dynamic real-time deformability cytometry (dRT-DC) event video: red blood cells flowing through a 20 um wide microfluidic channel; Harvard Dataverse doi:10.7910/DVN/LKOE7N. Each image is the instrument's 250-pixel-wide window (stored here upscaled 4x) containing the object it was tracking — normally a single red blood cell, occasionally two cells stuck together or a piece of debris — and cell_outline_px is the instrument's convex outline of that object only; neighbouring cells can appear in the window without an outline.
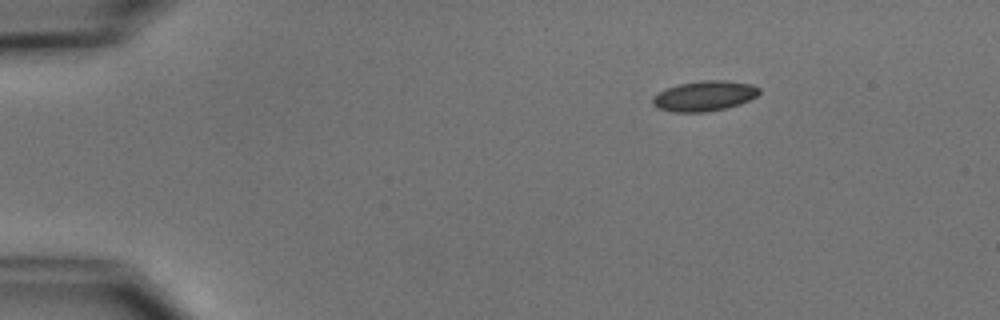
{"species": "common noctule bat (a hibernating species)", "species_latin": "Nyctalus noctula", "temperature_condition": "cold", "stored_images_in_passage": 3, "camera_frame_rate_fps": 3000, "um_per_image_px": 0.085, "animal": {"sex": "male", "body_mass_g": 15.6}, "frame": {"image": 1, "passage_image": 1, "time_ms": 0.0, "image_size_px": [1000, 320], "cell_outline_px": [[760, 92], [756, 96], [740, 104], [708, 112], [672, 112], [656, 108], [652, 104], [652, 96], [668, 88], [680, 84], [700, 80], [724, 80], [752, 84], [760, 88]], "centroid_in_image_um": [59.86, 8.16], "position_along_channel_um": 25.1, "area_um2": 18.79}}